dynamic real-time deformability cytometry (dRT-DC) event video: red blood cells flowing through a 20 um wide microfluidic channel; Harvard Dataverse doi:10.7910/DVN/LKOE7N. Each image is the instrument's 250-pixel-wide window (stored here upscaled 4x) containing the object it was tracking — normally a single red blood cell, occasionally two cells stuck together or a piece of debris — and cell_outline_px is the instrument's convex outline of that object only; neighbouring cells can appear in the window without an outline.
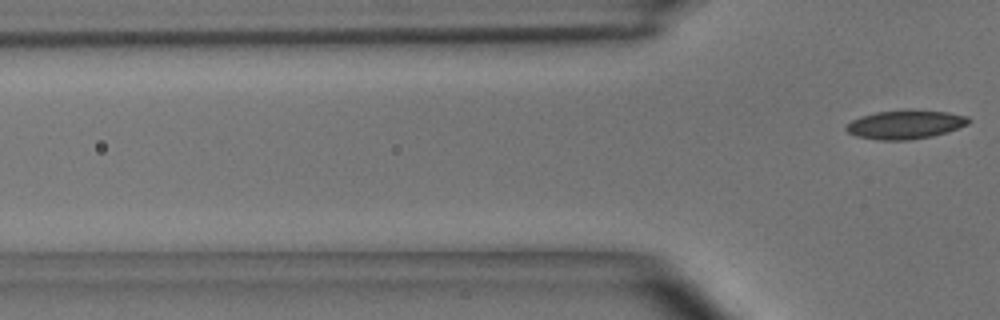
{"species": "common noctule bat (a hibernating species)", "species_latin": "Nyctalus noctula", "temperature_condition": "room temperature", "stored_images_in_passage": 4, "camera_frame_rate_fps": 3000, "um_per_image_px": 0.085, "animal": {"sex": "male", "body_mass_g": 15.6}, "frame": {"image": 1, "passage_image": 4, "time_ms": 1.0, "image_size_px": [1000, 320], "cell_outline_px": [[972, 120], [968, 124], [948, 132], [932, 136], [908, 140], [880, 140], [856, 136], [848, 132], [844, 128], [852, 120], [860, 116], [876, 112], [948, 112], [968, 116]], "centroid_in_image_um": [76.95, 10.62], "position_along_channel_um": 48.8, "area_um2": 19.88}}